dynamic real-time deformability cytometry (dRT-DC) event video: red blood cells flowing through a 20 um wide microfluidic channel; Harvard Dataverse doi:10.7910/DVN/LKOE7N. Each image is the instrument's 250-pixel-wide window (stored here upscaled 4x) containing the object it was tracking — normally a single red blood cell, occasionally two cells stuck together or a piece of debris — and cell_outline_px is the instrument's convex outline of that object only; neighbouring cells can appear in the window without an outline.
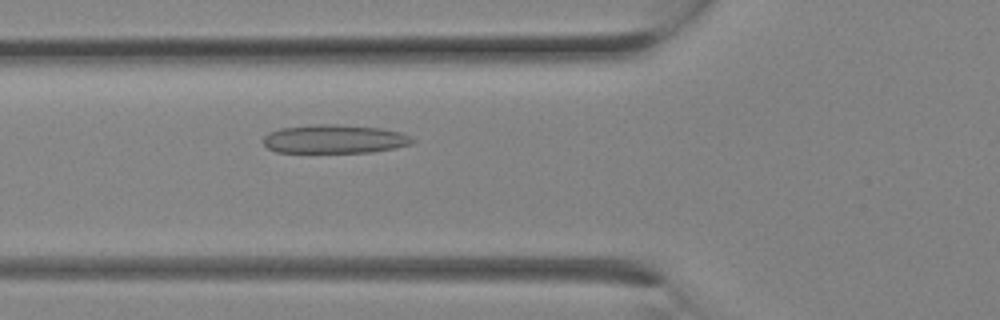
{"species": "Egyptian fruit bat (a non-hibernating species)", "species_latin": "Rousettus aegyptiacus", "temperature_condition": "room temperature", "stored_images_in_passage": 9, "camera_frame_rate_fps": 3000, "um_per_image_px": 0.085, "animal": {"sex": "female"}, "frame": {"image": 1, "passage_image": 9, "time_ms": 2.667, "image_size_px": [1000, 320], "cell_outline_px": [[416, 140], [412, 144], [396, 148], [372, 152], [276, 152], [268, 148], [264, 144], [264, 136], [268, 132], [280, 128], [320, 124], [336, 124], [380, 128], [400, 132]], "centroid_in_image_um": [28.44, 11.82], "position_along_channel_um": 97.4, "area_um2": 24.85}}